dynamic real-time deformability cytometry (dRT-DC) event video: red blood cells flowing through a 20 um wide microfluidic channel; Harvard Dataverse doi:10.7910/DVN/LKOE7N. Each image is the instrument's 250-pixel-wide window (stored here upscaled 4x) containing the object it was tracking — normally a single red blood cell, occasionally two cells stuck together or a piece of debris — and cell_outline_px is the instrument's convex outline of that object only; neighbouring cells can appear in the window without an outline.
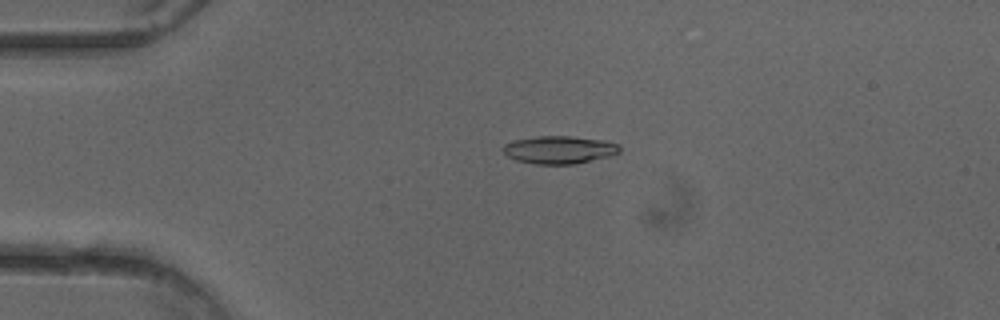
{"species": "common noctule bat (a hibernating species)", "species_latin": "Nyctalus noctula", "temperature_condition": "cold", "stored_images_in_passage": 41, "camera_frame_rate_fps": 3000, "um_per_image_px": 0.085, "animal": {"sex": "female"}, "frame": {"image": 1, "passage_image": 12, "time_ms": 3.667, "image_size_px": [1000, 320], "cell_outline_px": [[620, 152], [608, 156], [576, 164], [536, 164], [516, 160], [508, 156], [500, 148], [504, 144], [516, 140], [536, 136], [568, 136], [604, 140], [620, 144]], "centroid_in_image_um": [47.54, 12.73], "position_along_channel_um": 37.5, "area_um2": 18.84}}
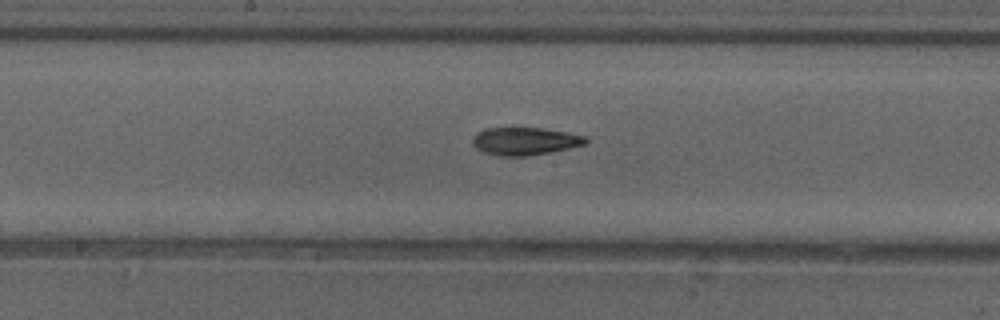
{"frame": {"image": 2, "passage_image": 27, "time_ms": 8.667, "image_size_px": [1000, 320], "cell_outline_px": [[588, 140], [584, 144], [568, 148], [528, 156], [500, 156], [484, 152], [476, 148], [472, 144], [472, 140], [476, 132], [484, 128], [508, 124], [544, 128], [568, 132], [588, 136]], "centroid_in_image_um": [44.56, 11.93], "position_along_channel_um": 203.6, "area_um2": 19.19}}
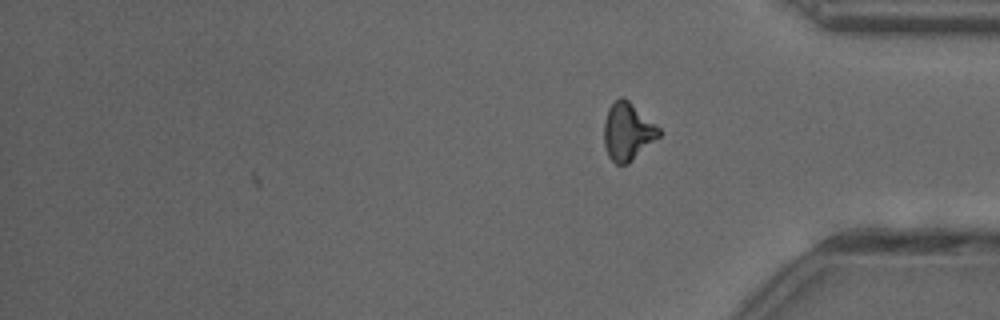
{"frame": {"image": 3, "passage_image": 41, "time_ms": 13.333, "image_size_px": [1000, 320], "cell_outline_px": [[660, 136], [628, 164], [616, 164], [608, 156], [604, 144], [604, 120], [608, 108], [620, 96], [628, 100], [660, 128]], "centroid_in_image_um": [53.34, 11.19], "position_along_channel_um": 381.9, "area_um2": 18.32}, "authors_computed_cell_mechanics": {"area_um2": 18.7272, "velocity_mm_per_s": 4.0316, "shape_relaxation_time_tau1_ms": 6.5898, "shape_relaxation_time_tau2_ms": 5.5748, "deformation_change_tau1": 0.1632, "deformation_change_tau2": 0.1383}}